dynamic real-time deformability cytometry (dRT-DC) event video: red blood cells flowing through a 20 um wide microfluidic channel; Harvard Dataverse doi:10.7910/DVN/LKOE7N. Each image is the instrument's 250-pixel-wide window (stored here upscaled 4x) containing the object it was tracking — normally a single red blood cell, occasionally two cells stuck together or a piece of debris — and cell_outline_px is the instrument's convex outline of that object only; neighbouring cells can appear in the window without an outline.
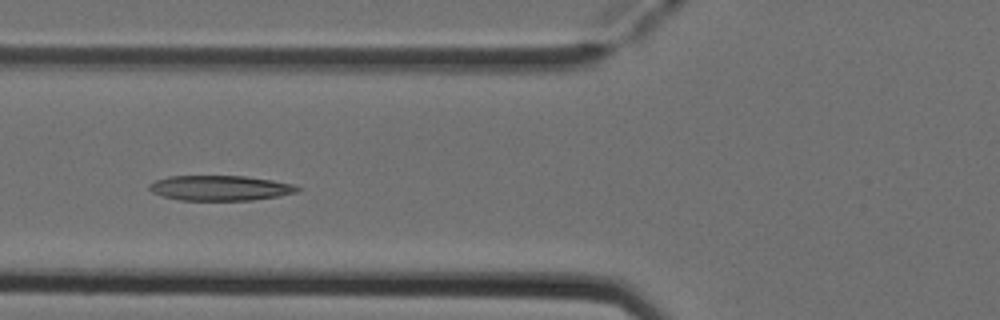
{"species": "Egyptian fruit bat (a non-hibernating species)", "species_latin": "Rousettus aegyptiacus", "temperature_condition": "cold", "stored_images_in_passage": 5, "camera_frame_rate_fps": 3000, "um_per_image_px": 0.085, "animal": {"sex": "female"}, "frame": {"image": 1, "passage_image": 5, "time_ms": 1.333, "image_size_px": [1000, 320], "cell_outline_px": [[300, 188], [296, 192], [280, 196], [252, 200], [180, 200], [164, 196], [152, 192], [148, 188], [148, 184], [156, 180], [168, 176], [244, 176], [272, 180], [292, 184]], "centroid_in_image_um": [18.69, 15.98], "position_along_channel_um": 107.1, "area_um2": 21.56}}